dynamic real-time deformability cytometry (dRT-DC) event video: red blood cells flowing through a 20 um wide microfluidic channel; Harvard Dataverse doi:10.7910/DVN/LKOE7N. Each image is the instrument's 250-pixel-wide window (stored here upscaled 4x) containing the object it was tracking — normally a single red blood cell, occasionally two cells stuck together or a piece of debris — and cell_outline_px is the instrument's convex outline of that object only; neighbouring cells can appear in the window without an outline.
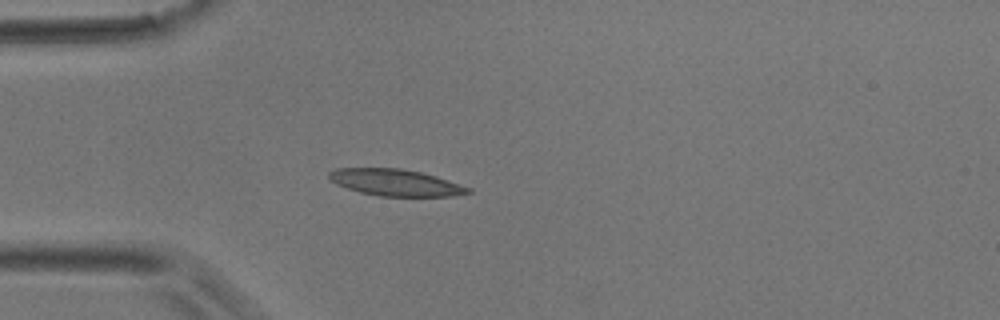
{"species": "common noctule bat (a hibernating species)", "species_latin": "Nyctalus noctula", "temperature_condition": "room temperature", "stored_images_in_passage": 2, "camera_frame_rate_fps": 3000, "um_per_image_px": 0.085, "animal": {"sex": "male", "body_mass_g": 17.9}, "frame": {"image": 1, "passage_image": 2, "time_ms": 0.333, "image_size_px": [1000, 320], "cell_outline_px": [[472, 192], [452, 196], [380, 196], [360, 192], [336, 184], [328, 180], [328, 172], [336, 168], [400, 168], [420, 172], [436, 176], [472, 188]], "centroid_in_image_um": [33.6, 15.51], "position_along_channel_um": 51.4, "area_um2": 21.62}}